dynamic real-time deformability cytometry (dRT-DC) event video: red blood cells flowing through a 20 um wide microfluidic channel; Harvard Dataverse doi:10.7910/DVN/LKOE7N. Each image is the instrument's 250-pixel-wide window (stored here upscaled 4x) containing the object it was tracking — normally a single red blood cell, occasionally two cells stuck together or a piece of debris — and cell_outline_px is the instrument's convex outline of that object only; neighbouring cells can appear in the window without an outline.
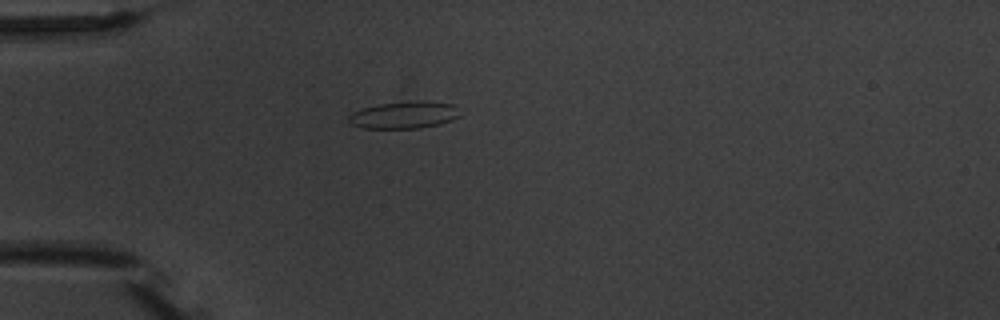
{"species": "common noctule bat (a hibernating species)", "species_latin": "Nyctalus noctula", "temperature_condition": "warm", "stored_images_in_passage": 1, "camera_frame_rate_fps": 3000, "um_per_image_px": 0.085, "animal": {"sex": "male", "body_mass_g": 20.1, "forearm_length_mm": 53.5}, "frame": {"image": 1, "passage_image": 1, "time_ms": 0.0, "image_size_px": [1000, 320], "cell_outline_px": [[460, 116], [452, 120], [440, 124], [420, 128], [364, 128], [352, 124], [348, 120], [348, 116], [352, 112], [364, 108], [380, 104], [416, 100], [428, 100], [456, 104]], "centroid_in_image_um": [34.41, 9.76], "position_along_channel_um": 50.6, "area_um2": 17.74}}